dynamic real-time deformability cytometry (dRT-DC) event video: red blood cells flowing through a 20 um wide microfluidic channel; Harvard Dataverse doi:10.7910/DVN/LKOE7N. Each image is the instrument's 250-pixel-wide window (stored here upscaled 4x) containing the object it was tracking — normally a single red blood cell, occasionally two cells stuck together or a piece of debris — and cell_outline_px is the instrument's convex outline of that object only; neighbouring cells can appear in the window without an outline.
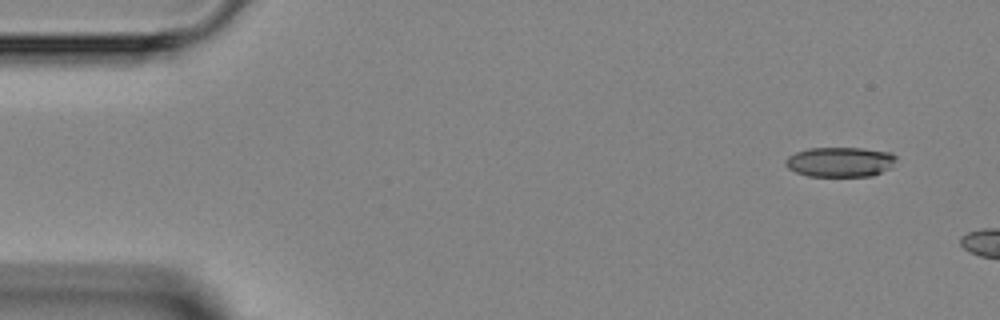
{"species": "Egyptian fruit bat (a non-hibernating species)", "species_latin": "Rousettus aegyptiacus", "temperature_condition": "room temperature", "stored_images_in_passage": 3, "camera_frame_rate_fps": 3000, "um_per_image_px": 0.085, "animal": {"sex": "female"}, "frame": {"image": 1, "passage_image": 1, "time_ms": 0.0, "image_size_px": [1000, 320], "cell_outline_px": [[896, 156], [892, 168], [872, 176], [808, 176], [796, 172], [788, 168], [784, 164], [784, 160], [788, 156], [796, 152], [808, 148], [864, 148], [892, 152]], "centroid_in_image_um": [71.42, 13.76], "position_along_channel_um": 13.6, "area_um2": 19.48}}